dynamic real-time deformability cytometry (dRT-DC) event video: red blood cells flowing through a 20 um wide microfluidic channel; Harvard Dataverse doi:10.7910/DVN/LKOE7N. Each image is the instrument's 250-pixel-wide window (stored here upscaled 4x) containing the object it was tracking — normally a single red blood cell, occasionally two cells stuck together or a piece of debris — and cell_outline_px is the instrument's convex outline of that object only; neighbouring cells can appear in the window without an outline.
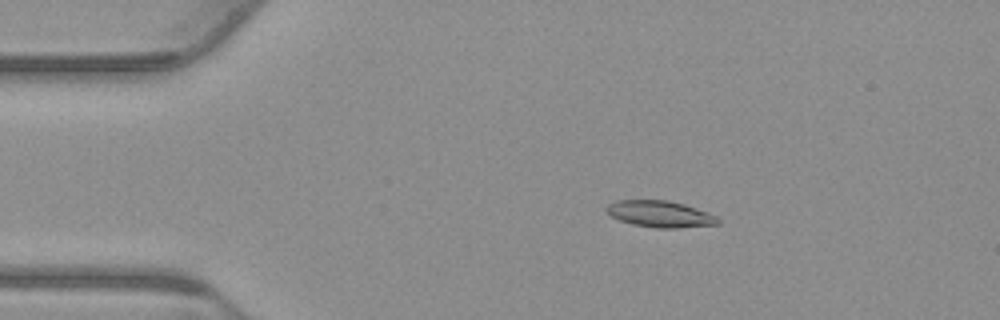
{"species": "common noctule bat (a hibernating species)", "species_latin": "Nyctalus noctula", "temperature_condition": "warm", "stored_images_in_passage": 45, "camera_frame_rate_fps": 3000, "um_per_image_px": 0.085, "animal": {"sex": "male", "body_mass_g": 23.1, "forearm_length_mm": 52.7}, "frame": {"image": 1, "passage_image": 1, "time_ms": 0.0, "image_size_px": [1000, 320], "cell_outline_px": [[720, 224], [676, 228], [656, 228], [632, 224], [620, 220], [612, 216], [604, 208], [608, 204], [616, 200], [668, 200], [684, 204], [696, 208], [716, 216], [720, 220]], "centroid_in_image_um": [56.1, 18.19], "position_along_channel_um": 28.9, "area_um2": 17.17}}
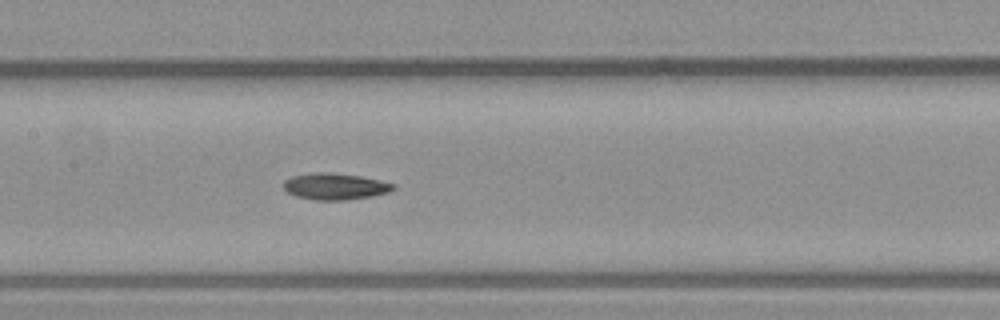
{"frame": {"image": 2, "passage_image": 17, "time_ms": 5.333, "image_size_px": [1000, 320], "cell_outline_px": [[396, 188], [388, 192], [372, 196], [348, 200], [312, 200], [296, 196], [288, 192], [284, 188], [284, 180], [292, 176], [316, 172], [328, 172], [360, 176], [380, 180], [396, 184]], "centroid_in_image_um": [28.5, 15.85], "position_along_channel_um": 178.9, "area_um2": 16.99}}
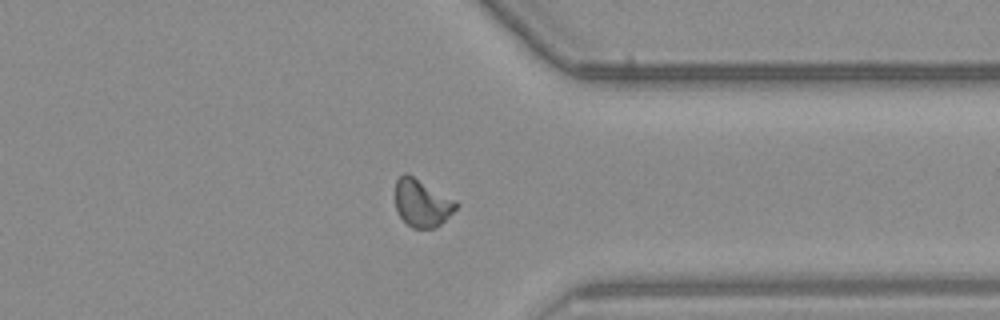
{"frame": {"image": 3, "passage_image": 33, "time_ms": 10.667, "image_size_px": [1000, 320], "cell_outline_px": [[460, 204], [436, 228], [412, 228], [400, 216], [396, 208], [396, 180], [404, 172], [408, 172], [456, 200]], "centroid_in_image_um": [35.87, 17.22], "position_along_channel_um": 375.5, "area_um2": 16.88}, "authors_computed_cell_mechanics": {"area_um2": 16.6464, "velocity_mm_per_s": 3.795, "shape_relaxation_time_tau1_ms": null, "shape_relaxation_time_tau2_ms": 8.0535, "deformation_change_tau1": null, "deformation_change_tau2": 0.1431}}